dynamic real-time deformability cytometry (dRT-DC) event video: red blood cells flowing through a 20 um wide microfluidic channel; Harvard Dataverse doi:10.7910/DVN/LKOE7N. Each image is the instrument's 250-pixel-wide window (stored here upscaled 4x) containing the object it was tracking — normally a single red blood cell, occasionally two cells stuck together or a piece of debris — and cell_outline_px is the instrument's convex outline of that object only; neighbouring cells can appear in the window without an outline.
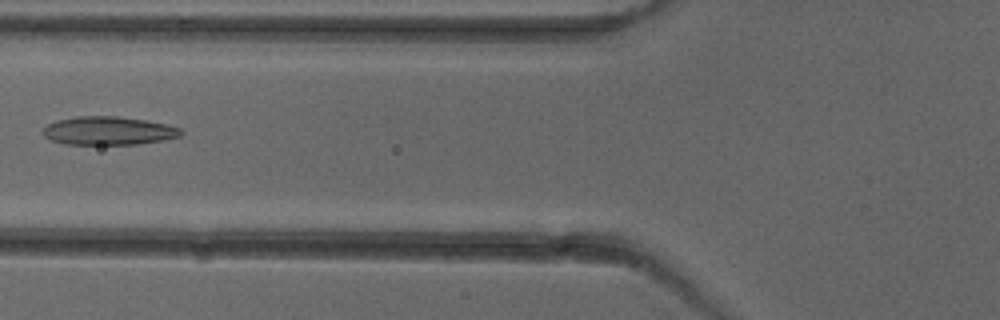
{"species": "common noctule bat (a hibernating species)", "species_latin": "Nyctalus noctula", "temperature_condition": "cold", "stored_images_in_passage": 4, "camera_frame_rate_fps": 3000, "um_per_image_px": 0.085, "animal": {"sex": "female"}, "frame": {"image": 1, "passage_image": 4, "time_ms": 4.333, "image_size_px": [1000, 320], "cell_outline_px": [[184, 132], [180, 136], [160, 140], [136, 144], [64, 144], [52, 140], [44, 136], [40, 132], [48, 124], [56, 120], [76, 116], [116, 116], [144, 120], [168, 124], [180, 128]], "centroid_in_image_um": [9.19, 11.11], "position_along_channel_um": 116.6, "area_um2": 22.77}}